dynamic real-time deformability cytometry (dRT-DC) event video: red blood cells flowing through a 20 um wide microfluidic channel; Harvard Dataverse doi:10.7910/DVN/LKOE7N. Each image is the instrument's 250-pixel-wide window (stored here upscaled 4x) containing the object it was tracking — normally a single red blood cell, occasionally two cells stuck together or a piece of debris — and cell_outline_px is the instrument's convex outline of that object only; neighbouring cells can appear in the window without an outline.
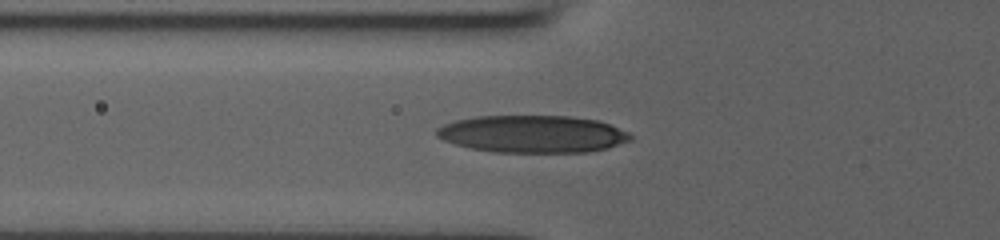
{"species": "human", "species_latin": "Homo sapiens", "temperature_condition": "room temperature", "stored_images_in_passage": 33, "camera_frame_rate_fps": 3000, "um_per_image_px": 0.085, "donor": {"sex": "male"}, "frame": {"image": 1, "passage_image": 2, "time_ms": 0.333, "image_size_px": [1000, 240], "cell_outline_px": [[632, 140], [608, 148], [588, 152], [496, 152], [472, 148], [456, 144], [444, 140], [436, 136], [436, 128], [444, 124], [456, 120], [476, 116], [568, 116], [600, 120], [628, 132], [632, 136]], "centroid_in_image_um": [45.29, 11.39], "position_along_channel_um": 80.5, "area_um2": 42.19}}
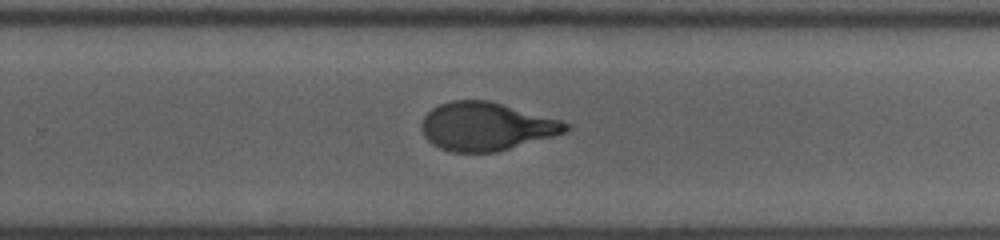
{"frame": {"image": 2, "passage_image": 17, "time_ms": 5.333, "image_size_px": [1000, 240], "cell_outline_px": [[572, 128], [564, 132], [552, 136], [496, 152], [452, 152], [440, 148], [432, 144], [424, 136], [424, 116], [432, 108], [440, 104], [452, 100], [488, 100], [560, 120], [572, 124]], "centroid_in_image_um": [41.34, 10.75], "position_along_channel_um": 288.5, "area_um2": 40.0}}
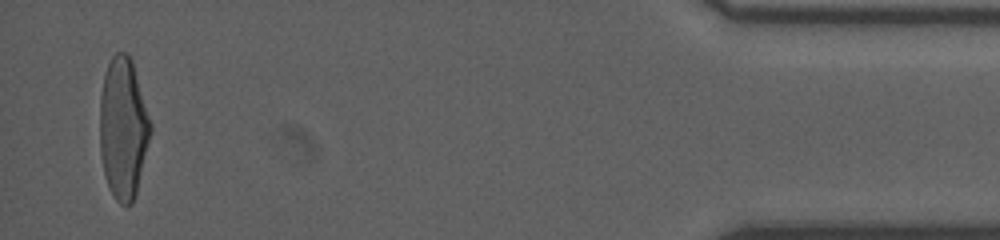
{"frame": {"image": 3, "passage_image": 32, "time_ms": 10.333, "image_size_px": [1000, 240], "cell_outline_px": [[152, 132], [136, 196], [132, 204], [120, 204], [112, 196], [104, 176], [100, 156], [100, 96], [104, 76], [108, 64], [112, 56], [116, 52], [128, 52], [132, 60], [152, 124]], "centroid_in_image_um": [10.48, 10.93], "position_along_channel_um": 424.7, "area_um2": 42.31}}